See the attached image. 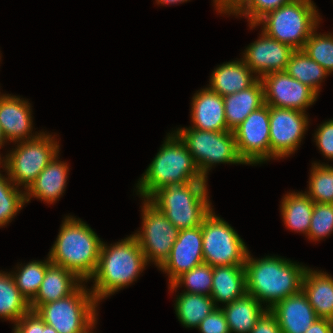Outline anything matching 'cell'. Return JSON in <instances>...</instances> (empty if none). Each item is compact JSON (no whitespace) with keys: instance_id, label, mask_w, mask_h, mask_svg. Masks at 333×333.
Masks as SVG:
<instances>
[{"instance_id":"6da1fadb","label":"cell","mask_w":333,"mask_h":333,"mask_svg":"<svg viewBox=\"0 0 333 333\" xmlns=\"http://www.w3.org/2000/svg\"><path fill=\"white\" fill-rule=\"evenodd\" d=\"M246 293L271 309L276 303L302 290L307 267L289 259L266 256L254 259L248 252L244 264Z\"/></svg>"},{"instance_id":"7a4b0ae2","label":"cell","mask_w":333,"mask_h":333,"mask_svg":"<svg viewBox=\"0 0 333 333\" xmlns=\"http://www.w3.org/2000/svg\"><path fill=\"white\" fill-rule=\"evenodd\" d=\"M146 265L145 255L133 235L110 246L103 242L98 266L90 278L94 280L91 292L96 301L136 281Z\"/></svg>"},{"instance_id":"3957f363","label":"cell","mask_w":333,"mask_h":333,"mask_svg":"<svg viewBox=\"0 0 333 333\" xmlns=\"http://www.w3.org/2000/svg\"><path fill=\"white\" fill-rule=\"evenodd\" d=\"M48 257L87 282L94 275L103 241L81 219L66 216Z\"/></svg>"},{"instance_id":"277c9868","label":"cell","mask_w":333,"mask_h":333,"mask_svg":"<svg viewBox=\"0 0 333 333\" xmlns=\"http://www.w3.org/2000/svg\"><path fill=\"white\" fill-rule=\"evenodd\" d=\"M138 181L137 192L149 199L159 189L193 181H207L199 172L185 143L176 133H169L145 173Z\"/></svg>"},{"instance_id":"5b68a950","label":"cell","mask_w":333,"mask_h":333,"mask_svg":"<svg viewBox=\"0 0 333 333\" xmlns=\"http://www.w3.org/2000/svg\"><path fill=\"white\" fill-rule=\"evenodd\" d=\"M207 181L169 185L156 191L148 200L180 231L202 225L212 211Z\"/></svg>"},{"instance_id":"8992f818","label":"cell","mask_w":333,"mask_h":333,"mask_svg":"<svg viewBox=\"0 0 333 333\" xmlns=\"http://www.w3.org/2000/svg\"><path fill=\"white\" fill-rule=\"evenodd\" d=\"M320 19L313 1L294 0L265 14L250 28L262 25V31L268 36L297 50L303 49Z\"/></svg>"},{"instance_id":"52a82bcc","label":"cell","mask_w":333,"mask_h":333,"mask_svg":"<svg viewBox=\"0 0 333 333\" xmlns=\"http://www.w3.org/2000/svg\"><path fill=\"white\" fill-rule=\"evenodd\" d=\"M87 290L82 284L68 297L40 305L35 312L58 333H84L97 323L98 302Z\"/></svg>"},{"instance_id":"ba28073f","label":"cell","mask_w":333,"mask_h":333,"mask_svg":"<svg viewBox=\"0 0 333 333\" xmlns=\"http://www.w3.org/2000/svg\"><path fill=\"white\" fill-rule=\"evenodd\" d=\"M185 143L203 178L219 163L246 164L240 157L233 131H206L178 128L175 132Z\"/></svg>"},{"instance_id":"9c48e42d","label":"cell","mask_w":333,"mask_h":333,"mask_svg":"<svg viewBox=\"0 0 333 333\" xmlns=\"http://www.w3.org/2000/svg\"><path fill=\"white\" fill-rule=\"evenodd\" d=\"M58 144L54 136L44 132L34 139L17 143V147L5 157V171L13 184L22 185L26 190L59 153Z\"/></svg>"},{"instance_id":"30bf717a","label":"cell","mask_w":333,"mask_h":333,"mask_svg":"<svg viewBox=\"0 0 333 333\" xmlns=\"http://www.w3.org/2000/svg\"><path fill=\"white\" fill-rule=\"evenodd\" d=\"M203 260L214 266L244 265L248 248L239 234L212 211L202 225Z\"/></svg>"},{"instance_id":"8fae6325","label":"cell","mask_w":333,"mask_h":333,"mask_svg":"<svg viewBox=\"0 0 333 333\" xmlns=\"http://www.w3.org/2000/svg\"><path fill=\"white\" fill-rule=\"evenodd\" d=\"M142 200V229L132 235L137 239L146 262H154L160 268L169 257L179 230L148 199Z\"/></svg>"},{"instance_id":"7c38bea8","label":"cell","mask_w":333,"mask_h":333,"mask_svg":"<svg viewBox=\"0 0 333 333\" xmlns=\"http://www.w3.org/2000/svg\"><path fill=\"white\" fill-rule=\"evenodd\" d=\"M240 157L246 164H261L270 159L269 106L254 110L234 130Z\"/></svg>"},{"instance_id":"4fadbf2b","label":"cell","mask_w":333,"mask_h":333,"mask_svg":"<svg viewBox=\"0 0 333 333\" xmlns=\"http://www.w3.org/2000/svg\"><path fill=\"white\" fill-rule=\"evenodd\" d=\"M308 123L307 114L302 111L269 107L270 159L284 158L294 153Z\"/></svg>"},{"instance_id":"5bb4252c","label":"cell","mask_w":333,"mask_h":333,"mask_svg":"<svg viewBox=\"0 0 333 333\" xmlns=\"http://www.w3.org/2000/svg\"><path fill=\"white\" fill-rule=\"evenodd\" d=\"M265 104L269 107L295 109L306 113L318 95L308 85L292 78L286 71L271 72L260 78Z\"/></svg>"},{"instance_id":"9a60e30c","label":"cell","mask_w":333,"mask_h":333,"mask_svg":"<svg viewBox=\"0 0 333 333\" xmlns=\"http://www.w3.org/2000/svg\"><path fill=\"white\" fill-rule=\"evenodd\" d=\"M261 36V37H260ZM259 39L251 43L241 58L260 79L271 73L285 71L294 49L268 36L263 31Z\"/></svg>"},{"instance_id":"2e32d148","label":"cell","mask_w":333,"mask_h":333,"mask_svg":"<svg viewBox=\"0 0 333 333\" xmlns=\"http://www.w3.org/2000/svg\"><path fill=\"white\" fill-rule=\"evenodd\" d=\"M201 226L180 230L168 259L159 268L167 273L169 285L179 276L203 263Z\"/></svg>"},{"instance_id":"e0dca14e","label":"cell","mask_w":333,"mask_h":333,"mask_svg":"<svg viewBox=\"0 0 333 333\" xmlns=\"http://www.w3.org/2000/svg\"><path fill=\"white\" fill-rule=\"evenodd\" d=\"M30 108V103L18 96L0 94V125L7 141L17 143L31 140L42 133L32 134L33 121Z\"/></svg>"},{"instance_id":"ac0fdd59","label":"cell","mask_w":333,"mask_h":333,"mask_svg":"<svg viewBox=\"0 0 333 333\" xmlns=\"http://www.w3.org/2000/svg\"><path fill=\"white\" fill-rule=\"evenodd\" d=\"M269 311L276 317L282 333H305L318 318L302 290L279 301Z\"/></svg>"},{"instance_id":"d6986e66","label":"cell","mask_w":333,"mask_h":333,"mask_svg":"<svg viewBox=\"0 0 333 333\" xmlns=\"http://www.w3.org/2000/svg\"><path fill=\"white\" fill-rule=\"evenodd\" d=\"M190 128L206 131H231L225 119L223 97L208 87L194 94L191 103Z\"/></svg>"},{"instance_id":"ffe728a7","label":"cell","mask_w":333,"mask_h":333,"mask_svg":"<svg viewBox=\"0 0 333 333\" xmlns=\"http://www.w3.org/2000/svg\"><path fill=\"white\" fill-rule=\"evenodd\" d=\"M82 282L75 273L51 264L46 269L37 295L29 302L30 310L35 311L40 305L68 297Z\"/></svg>"},{"instance_id":"44dd1931","label":"cell","mask_w":333,"mask_h":333,"mask_svg":"<svg viewBox=\"0 0 333 333\" xmlns=\"http://www.w3.org/2000/svg\"><path fill=\"white\" fill-rule=\"evenodd\" d=\"M68 171L67 162L59 161L57 154L25 190V201L34 197L50 204L56 202L65 191Z\"/></svg>"},{"instance_id":"7402d4cb","label":"cell","mask_w":333,"mask_h":333,"mask_svg":"<svg viewBox=\"0 0 333 333\" xmlns=\"http://www.w3.org/2000/svg\"><path fill=\"white\" fill-rule=\"evenodd\" d=\"M241 59L223 63L214 69L209 89L224 97L248 89L259 78Z\"/></svg>"},{"instance_id":"603a6c76","label":"cell","mask_w":333,"mask_h":333,"mask_svg":"<svg viewBox=\"0 0 333 333\" xmlns=\"http://www.w3.org/2000/svg\"><path fill=\"white\" fill-rule=\"evenodd\" d=\"M302 291L318 318L333 320V277L324 271L305 270Z\"/></svg>"},{"instance_id":"cb8c5ba5","label":"cell","mask_w":333,"mask_h":333,"mask_svg":"<svg viewBox=\"0 0 333 333\" xmlns=\"http://www.w3.org/2000/svg\"><path fill=\"white\" fill-rule=\"evenodd\" d=\"M227 127L233 131L254 110L265 104L264 88L258 79L248 89L223 97Z\"/></svg>"},{"instance_id":"d4e9b609","label":"cell","mask_w":333,"mask_h":333,"mask_svg":"<svg viewBox=\"0 0 333 333\" xmlns=\"http://www.w3.org/2000/svg\"><path fill=\"white\" fill-rule=\"evenodd\" d=\"M246 294L244 265L214 266L210 297L217 302L229 304Z\"/></svg>"},{"instance_id":"484cf974","label":"cell","mask_w":333,"mask_h":333,"mask_svg":"<svg viewBox=\"0 0 333 333\" xmlns=\"http://www.w3.org/2000/svg\"><path fill=\"white\" fill-rule=\"evenodd\" d=\"M253 296L247 293L229 303L222 309L228 323L230 333H250L256 322L268 310Z\"/></svg>"},{"instance_id":"4316f807","label":"cell","mask_w":333,"mask_h":333,"mask_svg":"<svg viewBox=\"0 0 333 333\" xmlns=\"http://www.w3.org/2000/svg\"><path fill=\"white\" fill-rule=\"evenodd\" d=\"M314 202L301 192L284 195L281 202V215L287 228L308 236Z\"/></svg>"},{"instance_id":"83f0119b","label":"cell","mask_w":333,"mask_h":333,"mask_svg":"<svg viewBox=\"0 0 333 333\" xmlns=\"http://www.w3.org/2000/svg\"><path fill=\"white\" fill-rule=\"evenodd\" d=\"M216 308L214 300L202 294L183 292L175 301L176 316L186 328H198L200 322Z\"/></svg>"},{"instance_id":"f1b7e54d","label":"cell","mask_w":333,"mask_h":333,"mask_svg":"<svg viewBox=\"0 0 333 333\" xmlns=\"http://www.w3.org/2000/svg\"><path fill=\"white\" fill-rule=\"evenodd\" d=\"M29 311V301L20 293L11 273L0 271V318L15 324Z\"/></svg>"},{"instance_id":"f546056e","label":"cell","mask_w":333,"mask_h":333,"mask_svg":"<svg viewBox=\"0 0 333 333\" xmlns=\"http://www.w3.org/2000/svg\"><path fill=\"white\" fill-rule=\"evenodd\" d=\"M292 78L308 85L317 94L322 80L329 74L322 66L311 59L303 49L294 50L285 70Z\"/></svg>"},{"instance_id":"4dcf8cb0","label":"cell","mask_w":333,"mask_h":333,"mask_svg":"<svg viewBox=\"0 0 333 333\" xmlns=\"http://www.w3.org/2000/svg\"><path fill=\"white\" fill-rule=\"evenodd\" d=\"M49 257L45 261H31L19 266L12 276L20 293L30 302L38 293L46 269L51 265Z\"/></svg>"},{"instance_id":"1f68e13d","label":"cell","mask_w":333,"mask_h":333,"mask_svg":"<svg viewBox=\"0 0 333 333\" xmlns=\"http://www.w3.org/2000/svg\"><path fill=\"white\" fill-rule=\"evenodd\" d=\"M213 279V267L207 263H201L188 272L179 276L169 289L173 292L178 287L184 285L185 292L192 294L211 295Z\"/></svg>"},{"instance_id":"d6a6232c","label":"cell","mask_w":333,"mask_h":333,"mask_svg":"<svg viewBox=\"0 0 333 333\" xmlns=\"http://www.w3.org/2000/svg\"><path fill=\"white\" fill-rule=\"evenodd\" d=\"M309 178V191L304 192L313 202L333 203V167L313 163Z\"/></svg>"},{"instance_id":"836d02e7","label":"cell","mask_w":333,"mask_h":333,"mask_svg":"<svg viewBox=\"0 0 333 333\" xmlns=\"http://www.w3.org/2000/svg\"><path fill=\"white\" fill-rule=\"evenodd\" d=\"M0 175V227L7 225L26 204L25 191Z\"/></svg>"},{"instance_id":"e575fe53","label":"cell","mask_w":333,"mask_h":333,"mask_svg":"<svg viewBox=\"0 0 333 333\" xmlns=\"http://www.w3.org/2000/svg\"><path fill=\"white\" fill-rule=\"evenodd\" d=\"M304 52L322 66L330 75L333 72V35L320 34L316 29L311 33L303 47Z\"/></svg>"},{"instance_id":"d590c367","label":"cell","mask_w":333,"mask_h":333,"mask_svg":"<svg viewBox=\"0 0 333 333\" xmlns=\"http://www.w3.org/2000/svg\"><path fill=\"white\" fill-rule=\"evenodd\" d=\"M294 0H240L228 13L245 16L249 25L255 24L265 14L278 9Z\"/></svg>"},{"instance_id":"8d00e7d4","label":"cell","mask_w":333,"mask_h":333,"mask_svg":"<svg viewBox=\"0 0 333 333\" xmlns=\"http://www.w3.org/2000/svg\"><path fill=\"white\" fill-rule=\"evenodd\" d=\"M333 233V203L314 202L308 238L318 241Z\"/></svg>"},{"instance_id":"74e56055","label":"cell","mask_w":333,"mask_h":333,"mask_svg":"<svg viewBox=\"0 0 333 333\" xmlns=\"http://www.w3.org/2000/svg\"><path fill=\"white\" fill-rule=\"evenodd\" d=\"M314 138L324 157L333 160V119L323 122L315 132Z\"/></svg>"},{"instance_id":"f35d334b","label":"cell","mask_w":333,"mask_h":333,"mask_svg":"<svg viewBox=\"0 0 333 333\" xmlns=\"http://www.w3.org/2000/svg\"><path fill=\"white\" fill-rule=\"evenodd\" d=\"M198 329L201 333H230L225 314L221 307L214 309L201 321Z\"/></svg>"},{"instance_id":"ab89813d","label":"cell","mask_w":333,"mask_h":333,"mask_svg":"<svg viewBox=\"0 0 333 333\" xmlns=\"http://www.w3.org/2000/svg\"><path fill=\"white\" fill-rule=\"evenodd\" d=\"M14 325V333H42L43 331V320L31 310Z\"/></svg>"},{"instance_id":"60d3db41","label":"cell","mask_w":333,"mask_h":333,"mask_svg":"<svg viewBox=\"0 0 333 333\" xmlns=\"http://www.w3.org/2000/svg\"><path fill=\"white\" fill-rule=\"evenodd\" d=\"M250 333H282L276 317L267 310L256 322Z\"/></svg>"},{"instance_id":"b9f144b4","label":"cell","mask_w":333,"mask_h":333,"mask_svg":"<svg viewBox=\"0 0 333 333\" xmlns=\"http://www.w3.org/2000/svg\"><path fill=\"white\" fill-rule=\"evenodd\" d=\"M305 333H333V320L317 318Z\"/></svg>"},{"instance_id":"7bdbcfd3","label":"cell","mask_w":333,"mask_h":333,"mask_svg":"<svg viewBox=\"0 0 333 333\" xmlns=\"http://www.w3.org/2000/svg\"><path fill=\"white\" fill-rule=\"evenodd\" d=\"M220 13H228L240 0H213Z\"/></svg>"},{"instance_id":"ee69618b","label":"cell","mask_w":333,"mask_h":333,"mask_svg":"<svg viewBox=\"0 0 333 333\" xmlns=\"http://www.w3.org/2000/svg\"><path fill=\"white\" fill-rule=\"evenodd\" d=\"M187 2L188 0H156L157 4H177V3H182V2Z\"/></svg>"},{"instance_id":"f6af8a7d","label":"cell","mask_w":333,"mask_h":333,"mask_svg":"<svg viewBox=\"0 0 333 333\" xmlns=\"http://www.w3.org/2000/svg\"><path fill=\"white\" fill-rule=\"evenodd\" d=\"M42 333H58L52 326L47 325L43 321V331Z\"/></svg>"},{"instance_id":"bcb514c9","label":"cell","mask_w":333,"mask_h":333,"mask_svg":"<svg viewBox=\"0 0 333 333\" xmlns=\"http://www.w3.org/2000/svg\"><path fill=\"white\" fill-rule=\"evenodd\" d=\"M7 140L5 138V134L3 132L2 126L0 125V148L3 147L4 143H6Z\"/></svg>"},{"instance_id":"7dc6e473","label":"cell","mask_w":333,"mask_h":333,"mask_svg":"<svg viewBox=\"0 0 333 333\" xmlns=\"http://www.w3.org/2000/svg\"><path fill=\"white\" fill-rule=\"evenodd\" d=\"M2 157H1V154H0V165H1V163H2V166L4 167V168H6V158H3V159H1ZM2 161V162H1ZM0 175H1V173H0Z\"/></svg>"},{"instance_id":"c3c4849f","label":"cell","mask_w":333,"mask_h":333,"mask_svg":"<svg viewBox=\"0 0 333 333\" xmlns=\"http://www.w3.org/2000/svg\"><path fill=\"white\" fill-rule=\"evenodd\" d=\"M96 324L94 323L89 329H87L84 333H93V332H91L92 330L91 329H93V328H95L94 326H95Z\"/></svg>"}]
</instances>
